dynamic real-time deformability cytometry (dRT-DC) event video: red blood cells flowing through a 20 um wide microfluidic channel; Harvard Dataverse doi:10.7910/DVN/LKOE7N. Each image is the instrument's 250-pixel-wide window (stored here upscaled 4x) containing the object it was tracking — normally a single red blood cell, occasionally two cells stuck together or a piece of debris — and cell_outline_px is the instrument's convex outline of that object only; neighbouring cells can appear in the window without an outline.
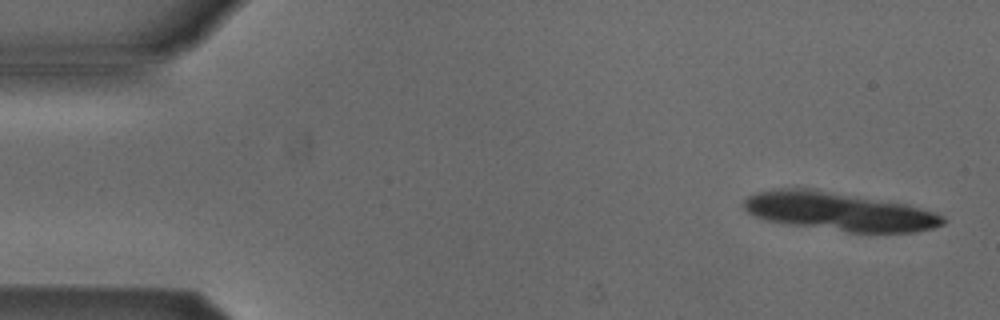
{"species": "Egyptian fruit bat (a non-hibernating species)", "species_latin": "Rousettus aegyptiacus", "temperature_condition": "cold", "stored_images_in_passage": 13, "camera_frame_rate_fps": 3000, "um_per_image_px": 0.085, "animal": {"sex": "male"}, "frame": {"image": 1, "passage_image": 2, "time_ms": 0.333, "image_size_px": [1000, 320], "cell_outline_px": [[944, 224], [932, 228], [912, 232], [848, 232], [792, 224], [768, 220], [756, 216], [748, 212], [744, 208], [744, 200], [748, 196], [756, 192], [776, 188], [816, 188], [908, 204], [944, 216]], "centroid_in_image_um": [71.32, 17.95], "position_along_channel_um": 13.7, "area_um2": 44.56}}